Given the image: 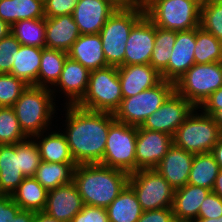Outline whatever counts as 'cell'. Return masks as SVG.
Returning a JSON list of instances; mask_svg holds the SVG:
<instances>
[{
	"instance_id": "7bdbcfd3",
	"label": "cell",
	"mask_w": 222,
	"mask_h": 222,
	"mask_svg": "<svg viewBox=\"0 0 222 222\" xmlns=\"http://www.w3.org/2000/svg\"><path fill=\"white\" fill-rule=\"evenodd\" d=\"M71 222H109L106 208L84 205Z\"/></svg>"
},
{
	"instance_id": "f6af8a7d",
	"label": "cell",
	"mask_w": 222,
	"mask_h": 222,
	"mask_svg": "<svg viewBox=\"0 0 222 222\" xmlns=\"http://www.w3.org/2000/svg\"><path fill=\"white\" fill-rule=\"evenodd\" d=\"M20 210L11 195H0V222H10Z\"/></svg>"
},
{
	"instance_id": "9f6ffc18",
	"label": "cell",
	"mask_w": 222,
	"mask_h": 222,
	"mask_svg": "<svg viewBox=\"0 0 222 222\" xmlns=\"http://www.w3.org/2000/svg\"><path fill=\"white\" fill-rule=\"evenodd\" d=\"M196 222H222V215L219 218H197Z\"/></svg>"
},
{
	"instance_id": "52a82bcc",
	"label": "cell",
	"mask_w": 222,
	"mask_h": 222,
	"mask_svg": "<svg viewBox=\"0 0 222 222\" xmlns=\"http://www.w3.org/2000/svg\"><path fill=\"white\" fill-rule=\"evenodd\" d=\"M196 110L195 107L172 136L174 145L194 155L211 152L221 139V130L212 116Z\"/></svg>"
},
{
	"instance_id": "f546056e",
	"label": "cell",
	"mask_w": 222,
	"mask_h": 222,
	"mask_svg": "<svg viewBox=\"0 0 222 222\" xmlns=\"http://www.w3.org/2000/svg\"><path fill=\"white\" fill-rule=\"evenodd\" d=\"M76 163H50L42 161L34 178L47 190L73 182Z\"/></svg>"
},
{
	"instance_id": "8fae6325",
	"label": "cell",
	"mask_w": 222,
	"mask_h": 222,
	"mask_svg": "<svg viewBox=\"0 0 222 222\" xmlns=\"http://www.w3.org/2000/svg\"><path fill=\"white\" fill-rule=\"evenodd\" d=\"M128 185L135 192L143 211L173 206L175 189L156 169L130 173Z\"/></svg>"
},
{
	"instance_id": "d590c367",
	"label": "cell",
	"mask_w": 222,
	"mask_h": 222,
	"mask_svg": "<svg viewBox=\"0 0 222 222\" xmlns=\"http://www.w3.org/2000/svg\"><path fill=\"white\" fill-rule=\"evenodd\" d=\"M200 27L222 41V0H202Z\"/></svg>"
},
{
	"instance_id": "7a4b0ae2",
	"label": "cell",
	"mask_w": 222,
	"mask_h": 222,
	"mask_svg": "<svg viewBox=\"0 0 222 222\" xmlns=\"http://www.w3.org/2000/svg\"><path fill=\"white\" fill-rule=\"evenodd\" d=\"M129 174L99 163L77 164L73 182L84 205L107 208L128 185Z\"/></svg>"
},
{
	"instance_id": "2e32d148",
	"label": "cell",
	"mask_w": 222,
	"mask_h": 222,
	"mask_svg": "<svg viewBox=\"0 0 222 222\" xmlns=\"http://www.w3.org/2000/svg\"><path fill=\"white\" fill-rule=\"evenodd\" d=\"M196 46V28L187 31H176L167 68L161 73L162 79L175 83L194 64Z\"/></svg>"
},
{
	"instance_id": "836d02e7",
	"label": "cell",
	"mask_w": 222,
	"mask_h": 222,
	"mask_svg": "<svg viewBox=\"0 0 222 222\" xmlns=\"http://www.w3.org/2000/svg\"><path fill=\"white\" fill-rule=\"evenodd\" d=\"M194 58L196 64L222 62V41L200 26L197 27Z\"/></svg>"
},
{
	"instance_id": "681fc988",
	"label": "cell",
	"mask_w": 222,
	"mask_h": 222,
	"mask_svg": "<svg viewBox=\"0 0 222 222\" xmlns=\"http://www.w3.org/2000/svg\"><path fill=\"white\" fill-rule=\"evenodd\" d=\"M32 222H62V221L51 217L45 211H38V212H35L34 219Z\"/></svg>"
},
{
	"instance_id": "ba28073f",
	"label": "cell",
	"mask_w": 222,
	"mask_h": 222,
	"mask_svg": "<svg viewBox=\"0 0 222 222\" xmlns=\"http://www.w3.org/2000/svg\"><path fill=\"white\" fill-rule=\"evenodd\" d=\"M175 91V83L162 80L156 86L132 97L123 98L114 112L115 120L131 126H141L153 112L158 110Z\"/></svg>"
},
{
	"instance_id": "cb8c5ba5",
	"label": "cell",
	"mask_w": 222,
	"mask_h": 222,
	"mask_svg": "<svg viewBox=\"0 0 222 222\" xmlns=\"http://www.w3.org/2000/svg\"><path fill=\"white\" fill-rule=\"evenodd\" d=\"M24 178L16 144L0 145V194L12 195Z\"/></svg>"
},
{
	"instance_id": "4316f807",
	"label": "cell",
	"mask_w": 222,
	"mask_h": 222,
	"mask_svg": "<svg viewBox=\"0 0 222 222\" xmlns=\"http://www.w3.org/2000/svg\"><path fill=\"white\" fill-rule=\"evenodd\" d=\"M109 222H137L143 214L133 189L127 185L106 208Z\"/></svg>"
},
{
	"instance_id": "9a60e30c",
	"label": "cell",
	"mask_w": 222,
	"mask_h": 222,
	"mask_svg": "<svg viewBox=\"0 0 222 222\" xmlns=\"http://www.w3.org/2000/svg\"><path fill=\"white\" fill-rule=\"evenodd\" d=\"M117 8L110 0H79L72 17L81 35L99 34Z\"/></svg>"
},
{
	"instance_id": "f5cc1de1",
	"label": "cell",
	"mask_w": 222,
	"mask_h": 222,
	"mask_svg": "<svg viewBox=\"0 0 222 222\" xmlns=\"http://www.w3.org/2000/svg\"><path fill=\"white\" fill-rule=\"evenodd\" d=\"M212 118L214 122L218 125L220 130H222V109L217 110L213 115Z\"/></svg>"
},
{
	"instance_id": "f35d334b",
	"label": "cell",
	"mask_w": 222,
	"mask_h": 222,
	"mask_svg": "<svg viewBox=\"0 0 222 222\" xmlns=\"http://www.w3.org/2000/svg\"><path fill=\"white\" fill-rule=\"evenodd\" d=\"M28 86L10 73H0V107H12Z\"/></svg>"
},
{
	"instance_id": "5bb4252c",
	"label": "cell",
	"mask_w": 222,
	"mask_h": 222,
	"mask_svg": "<svg viewBox=\"0 0 222 222\" xmlns=\"http://www.w3.org/2000/svg\"><path fill=\"white\" fill-rule=\"evenodd\" d=\"M156 26L144 16L132 29L126 42L124 66L150 64Z\"/></svg>"
},
{
	"instance_id": "7c38bea8",
	"label": "cell",
	"mask_w": 222,
	"mask_h": 222,
	"mask_svg": "<svg viewBox=\"0 0 222 222\" xmlns=\"http://www.w3.org/2000/svg\"><path fill=\"white\" fill-rule=\"evenodd\" d=\"M194 108L186 98L174 91L140 127L173 136Z\"/></svg>"
},
{
	"instance_id": "6f0895ef",
	"label": "cell",
	"mask_w": 222,
	"mask_h": 222,
	"mask_svg": "<svg viewBox=\"0 0 222 222\" xmlns=\"http://www.w3.org/2000/svg\"><path fill=\"white\" fill-rule=\"evenodd\" d=\"M174 222H196L195 220H179V219H174Z\"/></svg>"
},
{
	"instance_id": "5b68a950",
	"label": "cell",
	"mask_w": 222,
	"mask_h": 222,
	"mask_svg": "<svg viewBox=\"0 0 222 222\" xmlns=\"http://www.w3.org/2000/svg\"><path fill=\"white\" fill-rule=\"evenodd\" d=\"M202 0H152L145 16L155 25L172 31H187L200 26Z\"/></svg>"
},
{
	"instance_id": "484cf974",
	"label": "cell",
	"mask_w": 222,
	"mask_h": 222,
	"mask_svg": "<svg viewBox=\"0 0 222 222\" xmlns=\"http://www.w3.org/2000/svg\"><path fill=\"white\" fill-rule=\"evenodd\" d=\"M44 132L33 136L39 148L41 160L50 163H75L62 132H51L49 135ZM41 139V140H40ZM39 140V141H38Z\"/></svg>"
},
{
	"instance_id": "3957f363",
	"label": "cell",
	"mask_w": 222,
	"mask_h": 222,
	"mask_svg": "<svg viewBox=\"0 0 222 222\" xmlns=\"http://www.w3.org/2000/svg\"><path fill=\"white\" fill-rule=\"evenodd\" d=\"M56 92V88L28 86L12 106L22 131L29 138L51 130L52 115L57 107L54 102Z\"/></svg>"
},
{
	"instance_id": "6da1fadb",
	"label": "cell",
	"mask_w": 222,
	"mask_h": 222,
	"mask_svg": "<svg viewBox=\"0 0 222 222\" xmlns=\"http://www.w3.org/2000/svg\"><path fill=\"white\" fill-rule=\"evenodd\" d=\"M64 129L70 153L76 164H95L103 160L110 125L114 115L91 111L77 105H65Z\"/></svg>"
},
{
	"instance_id": "9c48e42d",
	"label": "cell",
	"mask_w": 222,
	"mask_h": 222,
	"mask_svg": "<svg viewBox=\"0 0 222 222\" xmlns=\"http://www.w3.org/2000/svg\"><path fill=\"white\" fill-rule=\"evenodd\" d=\"M221 86L222 62L195 63L175 82V91L198 108Z\"/></svg>"
},
{
	"instance_id": "4dcf8cb0",
	"label": "cell",
	"mask_w": 222,
	"mask_h": 222,
	"mask_svg": "<svg viewBox=\"0 0 222 222\" xmlns=\"http://www.w3.org/2000/svg\"><path fill=\"white\" fill-rule=\"evenodd\" d=\"M67 58L68 53L65 51L43 48L38 72V87L53 88L60 78Z\"/></svg>"
},
{
	"instance_id": "f907efd6",
	"label": "cell",
	"mask_w": 222,
	"mask_h": 222,
	"mask_svg": "<svg viewBox=\"0 0 222 222\" xmlns=\"http://www.w3.org/2000/svg\"><path fill=\"white\" fill-rule=\"evenodd\" d=\"M212 192L222 198V170L219 171Z\"/></svg>"
},
{
	"instance_id": "db71d44e",
	"label": "cell",
	"mask_w": 222,
	"mask_h": 222,
	"mask_svg": "<svg viewBox=\"0 0 222 222\" xmlns=\"http://www.w3.org/2000/svg\"><path fill=\"white\" fill-rule=\"evenodd\" d=\"M130 5H135L144 8L152 0H129Z\"/></svg>"
},
{
	"instance_id": "11a10c76",
	"label": "cell",
	"mask_w": 222,
	"mask_h": 222,
	"mask_svg": "<svg viewBox=\"0 0 222 222\" xmlns=\"http://www.w3.org/2000/svg\"><path fill=\"white\" fill-rule=\"evenodd\" d=\"M113 2L118 8H124L130 5L129 0H110Z\"/></svg>"
},
{
	"instance_id": "d4e9b609",
	"label": "cell",
	"mask_w": 222,
	"mask_h": 222,
	"mask_svg": "<svg viewBox=\"0 0 222 222\" xmlns=\"http://www.w3.org/2000/svg\"><path fill=\"white\" fill-rule=\"evenodd\" d=\"M42 48L20 45L16 52L10 74L23 80L29 86L38 87Z\"/></svg>"
},
{
	"instance_id": "bcb514c9",
	"label": "cell",
	"mask_w": 222,
	"mask_h": 222,
	"mask_svg": "<svg viewBox=\"0 0 222 222\" xmlns=\"http://www.w3.org/2000/svg\"><path fill=\"white\" fill-rule=\"evenodd\" d=\"M198 109H201L198 111H202L203 113L211 116L217 110L222 109V86L204 100Z\"/></svg>"
},
{
	"instance_id": "8d00e7d4",
	"label": "cell",
	"mask_w": 222,
	"mask_h": 222,
	"mask_svg": "<svg viewBox=\"0 0 222 222\" xmlns=\"http://www.w3.org/2000/svg\"><path fill=\"white\" fill-rule=\"evenodd\" d=\"M29 138L21 129L12 107H0V145L16 144Z\"/></svg>"
},
{
	"instance_id": "b9f144b4",
	"label": "cell",
	"mask_w": 222,
	"mask_h": 222,
	"mask_svg": "<svg viewBox=\"0 0 222 222\" xmlns=\"http://www.w3.org/2000/svg\"><path fill=\"white\" fill-rule=\"evenodd\" d=\"M222 215V198L212 191L199 208L198 218H219Z\"/></svg>"
},
{
	"instance_id": "4fadbf2b",
	"label": "cell",
	"mask_w": 222,
	"mask_h": 222,
	"mask_svg": "<svg viewBox=\"0 0 222 222\" xmlns=\"http://www.w3.org/2000/svg\"><path fill=\"white\" fill-rule=\"evenodd\" d=\"M172 144L171 135L138 126L135 154L136 171L155 169Z\"/></svg>"
},
{
	"instance_id": "e0dca14e",
	"label": "cell",
	"mask_w": 222,
	"mask_h": 222,
	"mask_svg": "<svg viewBox=\"0 0 222 222\" xmlns=\"http://www.w3.org/2000/svg\"><path fill=\"white\" fill-rule=\"evenodd\" d=\"M84 203L74 182L48 191L44 211L62 222H71Z\"/></svg>"
},
{
	"instance_id": "74e56055",
	"label": "cell",
	"mask_w": 222,
	"mask_h": 222,
	"mask_svg": "<svg viewBox=\"0 0 222 222\" xmlns=\"http://www.w3.org/2000/svg\"><path fill=\"white\" fill-rule=\"evenodd\" d=\"M19 153L20 169L24 177H34L37 168L42 162L39 148L33 138L16 143Z\"/></svg>"
},
{
	"instance_id": "83f0119b",
	"label": "cell",
	"mask_w": 222,
	"mask_h": 222,
	"mask_svg": "<svg viewBox=\"0 0 222 222\" xmlns=\"http://www.w3.org/2000/svg\"><path fill=\"white\" fill-rule=\"evenodd\" d=\"M45 18L44 0H0V19L10 26L24 19Z\"/></svg>"
},
{
	"instance_id": "1f68e13d",
	"label": "cell",
	"mask_w": 222,
	"mask_h": 222,
	"mask_svg": "<svg viewBox=\"0 0 222 222\" xmlns=\"http://www.w3.org/2000/svg\"><path fill=\"white\" fill-rule=\"evenodd\" d=\"M10 33L21 45L46 48V17L15 22L11 25Z\"/></svg>"
},
{
	"instance_id": "7dc6e473",
	"label": "cell",
	"mask_w": 222,
	"mask_h": 222,
	"mask_svg": "<svg viewBox=\"0 0 222 222\" xmlns=\"http://www.w3.org/2000/svg\"><path fill=\"white\" fill-rule=\"evenodd\" d=\"M34 211L20 210L10 222H32L34 219Z\"/></svg>"
},
{
	"instance_id": "f1b7e54d",
	"label": "cell",
	"mask_w": 222,
	"mask_h": 222,
	"mask_svg": "<svg viewBox=\"0 0 222 222\" xmlns=\"http://www.w3.org/2000/svg\"><path fill=\"white\" fill-rule=\"evenodd\" d=\"M48 191L34 178L25 177L11 195L21 210L44 211Z\"/></svg>"
},
{
	"instance_id": "60d3db41",
	"label": "cell",
	"mask_w": 222,
	"mask_h": 222,
	"mask_svg": "<svg viewBox=\"0 0 222 222\" xmlns=\"http://www.w3.org/2000/svg\"><path fill=\"white\" fill-rule=\"evenodd\" d=\"M79 0H44L45 17L72 15Z\"/></svg>"
},
{
	"instance_id": "c3c4849f",
	"label": "cell",
	"mask_w": 222,
	"mask_h": 222,
	"mask_svg": "<svg viewBox=\"0 0 222 222\" xmlns=\"http://www.w3.org/2000/svg\"><path fill=\"white\" fill-rule=\"evenodd\" d=\"M210 153L214 156L220 170H222V139L216 143Z\"/></svg>"
},
{
	"instance_id": "603a6c76",
	"label": "cell",
	"mask_w": 222,
	"mask_h": 222,
	"mask_svg": "<svg viewBox=\"0 0 222 222\" xmlns=\"http://www.w3.org/2000/svg\"><path fill=\"white\" fill-rule=\"evenodd\" d=\"M211 190L186 184L174 192L173 213L174 218L179 220H196L199 214V208L206 196Z\"/></svg>"
},
{
	"instance_id": "816d5d0a",
	"label": "cell",
	"mask_w": 222,
	"mask_h": 222,
	"mask_svg": "<svg viewBox=\"0 0 222 222\" xmlns=\"http://www.w3.org/2000/svg\"><path fill=\"white\" fill-rule=\"evenodd\" d=\"M11 26L0 19V40L7 37L10 34Z\"/></svg>"
},
{
	"instance_id": "ffe728a7",
	"label": "cell",
	"mask_w": 222,
	"mask_h": 222,
	"mask_svg": "<svg viewBox=\"0 0 222 222\" xmlns=\"http://www.w3.org/2000/svg\"><path fill=\"white\" fill-rule=\"evenodd\" d=\"M89 74L90 71L79 62L69 57L66 59L60 78L54 86L59 87V91L66 95V105H76L83 98L87 90Z\"/></svg>"
},
{
	"instance_id": "7402d4cb",
	"label": "cell",
	"mask_w": 222,
	"mask_h": 222,
	"mask_svg": "<svg viewBox=\"0 0 222 222\" xmlns=\"http://www.w3.org/2000/svg\"><path fill=\"white\" fill-rule=\"evenodd\" d=\"M80 35L72 15L46 17V48L68 52Z\"/></svg>"
},
{
	"instance_id": "277c9868",
	"label": "cell",
	"mask_w": 222,
	"mask_h": 222,
	"mask_svg": "<svg viewBox=\"0 0 222 222\" xmlns=\"http://www.w3.org/2000/svg\"><path fill=\"white\" fill-rule=\"evenodd\" d=\"M145 16L142 7L129 5L117 8L102 27V49L108 66H124L126 42L131 29Z\"/></svg>"
},
{
	"instance_id": "d6a6232c",
	"label": "cell",
	"mask_w": 222,
	"mask_h": 222,
	"mask_svg": "<svg viewBox=\"0 0 222 222\" xmlns=\"http://www.w3.org/2000/svg\"><path fill=\"white\" fill-rule=\"evenodd\" d=\"M219 171V165L210 152L195 154L188 184L204 187L212 191Z\"/></svg>"
},
{
	"instance_id": "44dd1931",
	"label": "cell",
	"mask_w": 222,
	"mask_h": 222,
	"mask_svg": "<svg viewBox=\"0 0 222 222\" xmlns=\"http://www.w3.org/2000/svg\"><path fill=\"white\" fill-rule=\"evenodd\" d=\"M67 53L89 71L108 67L99 34L80 35Z\"/></svg>"
},
{
	"instance_id": "8992f818",
	"label": "cell",
	"mask_w": 222,
	"mask_h": 222,
	"mask_svg": "<svg viewBox=\"0 0 222 222\" xmlns=\"http://www.w3.org/2000/svg\"><path fill=\"white\" fill-rule=\"evenodd\" d=\"M122 99L118 67L108 66L90 71L87 90L76 105L91 111L114 114Z\"/></svg>"
},
{
	"instance_id": "d6986e66",
	"label": "cell",
	"mask_w": 222,
	"mask_h": 222,
	"mask_svg": "<svg viewBox=\"0 0 222 222\" xmlns=\"http://www.w3.org/2000/svg\"><path fill=\"white\" fill-rule=\"evenodd\" d=\"M118 76L123 98L137 95L163 80L161 74L150 64L120 66Z\"/></svg>"
},
{
	"instance_id": "ab89813d",
	"label": "cell",
	"mask_w": 222,
	"mask_h": 222,
	"mask_svg": "<svg viewBox=\"0 0 222 222\" xmlns=\"http://www.w3.org/2000/svg\"><path fill=\"white\" fill-rule=\"evenodd\" d=\"M19 41L10 33L0 40V73H10L16 52L20 47Z\"/></svg>"
},
{
	"instance_id": "ee69618b",
	"label": "cell",
	"mask_w": 222,
	"mask_h": 222,
	"mask_svg": "<svg viewBox=\"0 0 222 222\" xmlns=\"http://www.w3.org/2000/svg\"><path fill=\"white\" fill-rule=\"evenodd\" d=\"M172 207L143 211L137 222H174Z\"/></svg>"
},
{
	"instance_id": "30bf717a",
	"label": "cell",
	"mask_w": 222,
	"mask_h": 222,
	"mask_svg": "<svg viewBox=\"0 0 222 222\" xmlns=\"http://www.w3.org/2000/svg\"><path fill=\"white\" fill-rule=\"evenodd\" d=\"M137 126L115 120L109 127L101 165L119 169L128 174L136 172Z\"/></svg>"
},
{
	"instance_id": "e575fe53",
	"label": "cell",
	"mask_w": 222,
	"mask_h": 222,
	"mask_svg": "<svg viewBox=\"0 0 222 222\" xmlns=\"http://www.w3.org/2000/svg\"><path fill=\"white\" fill-rule=\"evenodd\" d=\"M175 40L176 31L156 26L155 45L150 59V65L160 74L168 66Z\"/></svg>"
},
{
	"instance_id": "ac0fdd59",
	"label": "cell",
	"mask_w": 222,
	"mask_h": 222,
	"mask_svg": "<svg viewBox=\"0 0 222 222\" xmlns=\"http://www.w3.org/2000/svg\"><path fill=\"white\" fill-rule=\"evenodd\" d=\"M194 154L172 144L155 168L176 190L188 183Z\"/></svg>"
}]
</instances>
